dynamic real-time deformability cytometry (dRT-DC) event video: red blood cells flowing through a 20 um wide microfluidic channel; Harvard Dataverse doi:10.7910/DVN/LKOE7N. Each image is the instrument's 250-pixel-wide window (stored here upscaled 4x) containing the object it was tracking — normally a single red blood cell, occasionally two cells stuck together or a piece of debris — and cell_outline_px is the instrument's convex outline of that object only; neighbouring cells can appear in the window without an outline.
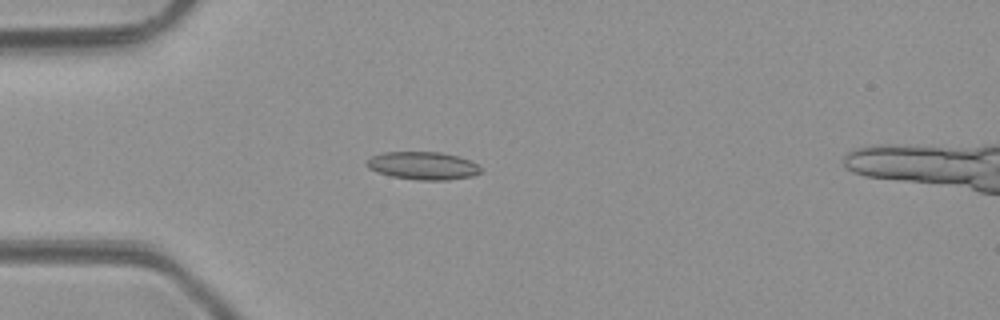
{"species": "common noctule bat (a hibernating species)", "species_latin": "Nyctalus noctula", "temperature_condition": "room temperature", "stored_images_in_passage": 4, "camera_frame_rate_fps": 3000, "um_per_image_px": 0.085, "animal": {"sex": "male", "body_mass_g": 23.1, "forearm_length_mm": 52.7}, "frame": {"image": 1, "passage_image": 3, "time_ms": 3.0, "image_size_px": [1000, 320], "cell_outline_px": [[484, 172], [472, 176], [448, 180], [420, 180], [392, 176], [376, 172], [368, 168], [368, 160], [372, 156], [384, 152], [440, 152], [460, 156], [480, 164]], "centroid_in_image_um": [36.04, 14.08], "position_along_channel_um": 49.0, "area_um2": 18.67}}